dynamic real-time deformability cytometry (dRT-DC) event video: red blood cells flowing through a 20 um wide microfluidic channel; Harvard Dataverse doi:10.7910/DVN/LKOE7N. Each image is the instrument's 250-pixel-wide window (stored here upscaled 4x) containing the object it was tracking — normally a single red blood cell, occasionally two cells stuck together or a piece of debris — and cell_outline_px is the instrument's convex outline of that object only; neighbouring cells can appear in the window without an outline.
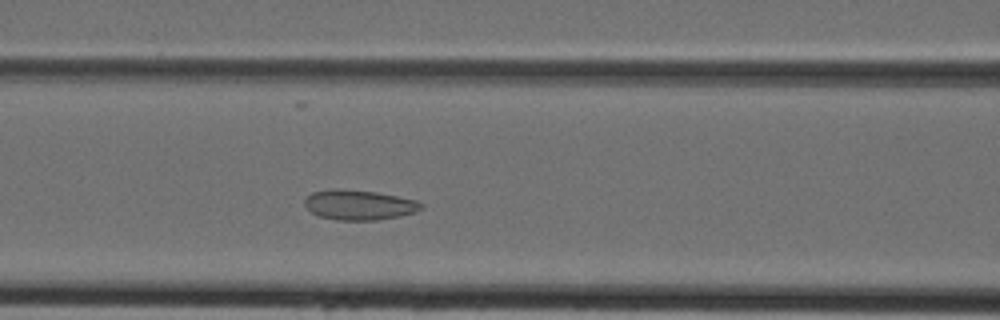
{"species": "Egyptian fruit bat (a non-hibernating species)", "species_latin": "Rousettus aegyptiacus", "temperature_condition": "cold", "stored_images_in_passage": 38, "camera_frame_rate_fps": 3000, "um_per_image_px": 0.085, "animal": {"sex": "female"}, "frame": {"image": 1, "passage_image": 12, "time_ms": 3.667, "image_size_px": [1000, 320], "cell_outline_px": [[424, 208], [416, 212], [400, 216], [376, 220], [336, 220], [320, 216], [312, 212], [304, 204], [304, 200], [312, 192], [332, 188], [340, 188], [376, 192], [416, 200], [424, 204]], "centroid_in_image_um": [30.54, 17.41], "position_along_channel_um": 136.1, "area_um2": 20.46}}
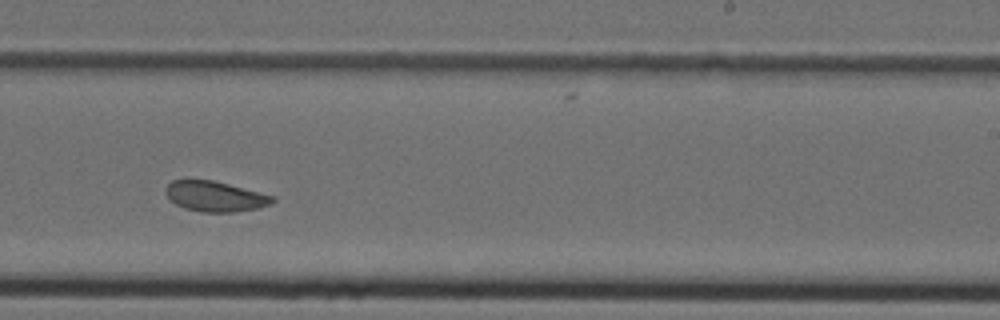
{"frame": {"image": 2, "passage_image": 21, "time_ms": 6.667, "image_size_px": [1000, 320], "cell_outline_px": [[276, 200], [260, 208], [236, 212], [200, 212], [184, 208], [176, 204], [164, 192], [164, 188], [172, 180], [212, 180], [228, 184], [272, 196]], "centroid_in_image_um": [18.25, 16.7], "position_along_channel_um": 270.8, "area_um2": 18.67}}
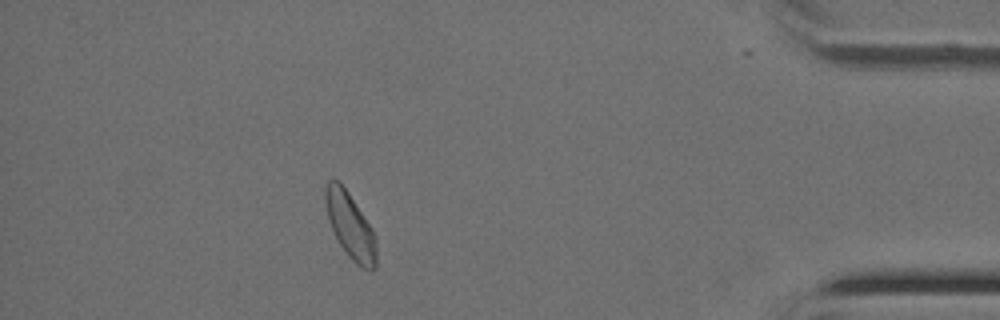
{"frame": {"image": 3, "passage_image": 33, "time_ms": 10.667, "image_size_px": [1000, 320], "cell_outline_px": [[376, 268], [360, 268], [348, 256], [340, 244], [332, 228], [328, 216], [324, 200], [324, 188], [328, 180], [340, 180], [372, 228], [376, 244]], "centroid_in_image_um": [29.76, 19.15], "position_along_channel_um": 405.4, "area_um2": 19.31}}